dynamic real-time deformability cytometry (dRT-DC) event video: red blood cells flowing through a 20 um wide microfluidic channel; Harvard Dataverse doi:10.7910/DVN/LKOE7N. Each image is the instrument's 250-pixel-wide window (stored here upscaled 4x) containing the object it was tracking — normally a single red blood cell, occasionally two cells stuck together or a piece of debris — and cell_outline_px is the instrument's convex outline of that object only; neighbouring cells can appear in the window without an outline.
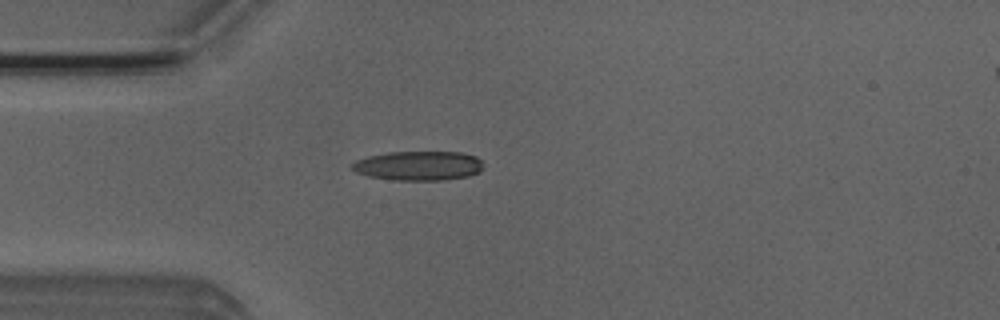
{"species": "Egyptian fruit bat (a non-hibernating species)", "species_latin": "Rousettus aegyptiacus", "temperature_condition": "room temperature", "stored_images_in_passage": 15, "camera_frame_rate_fps": 3000, "um_per_image_px": 0.085, "animal": {"sex": "male"}, "frame": {"image": 1, "passage_image": 1, "time_ms": 0.0, "image_size_px": [1000, 320], "cell_outline_px": [[480, 172], [468, 176], [444, 180], [392, 180], [368, 176], [356, 172], [352, 168], [352, 164], [356, 160], [368, 156], [388, 152], [460, 152], [476, 156], [480, 160]], "centroid_in_image_um": [35.55, 14.09], "position_along_channel_um": 49.5, "area_um2": 22.37}}
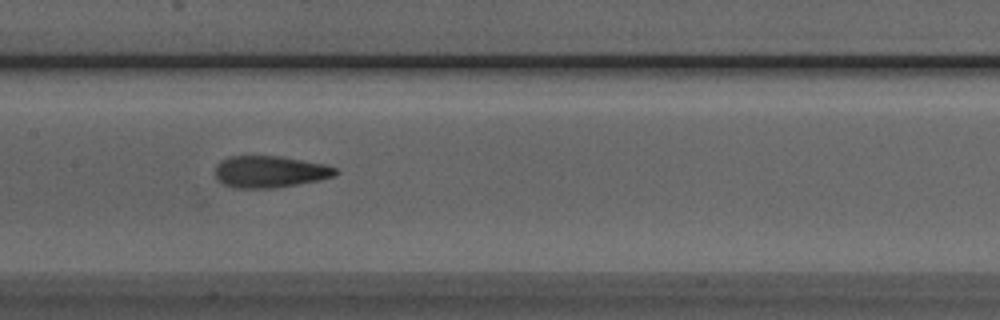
{"frame": {"image": 2, "passage_image": 12, "time_ms": 3.667, "image_size_px": [1000, 320], "cell_outline_px": [[340, 172], [336, 176], [320, 180], [276, 188], [236, 188], [224, 184], [216, 180], [216, 164], [220, 160], [228, 156], [280, 156], [324, 164], [336, 168]], "centroid_in_image_um": [22.94, 14.6], "position_along_channel_um": 184.5, "area_um2": 22.48}}